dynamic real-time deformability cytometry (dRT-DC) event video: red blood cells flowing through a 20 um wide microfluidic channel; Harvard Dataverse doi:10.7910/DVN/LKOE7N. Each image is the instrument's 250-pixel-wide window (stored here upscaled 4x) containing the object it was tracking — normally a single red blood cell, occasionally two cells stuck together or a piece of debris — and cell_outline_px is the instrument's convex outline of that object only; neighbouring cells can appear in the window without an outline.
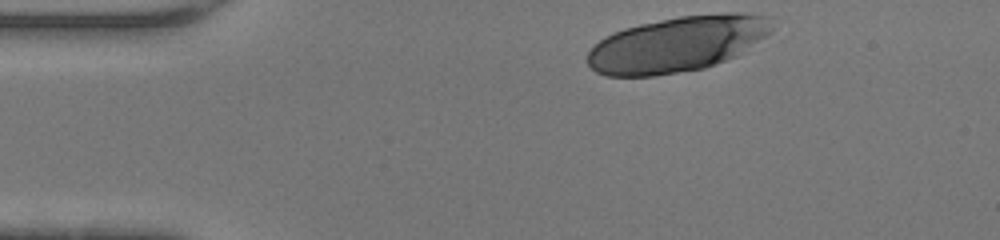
{"species": "human", "species_latin": "Homo sapiens", "temperature_condition": "warm", "stored_images_in_passage": 32, "camera_frame_rate_fps": 3000, "um_per_image_px": 0.085, "donor": {"sex": "female"}, "frame": {"image": 1, "passage_image": 1, "time_ms": 0.0, "image_size_px": [1000, 240], "cell_outline_px": [[772, 32], [736, 56], [716, 64], [704, 68], [652, 76], [608, 76], [596, 72], [588, 64], [588, 52], [604, 36], [624, 28], [640, 24], [680, 16], [728, 12], [744, 12], [768, 16], [772, 28]], "centroid_in_image_um": [57.58, 3.74], "position_along_channel_um": 27.4, "area_um2": 59.59}}
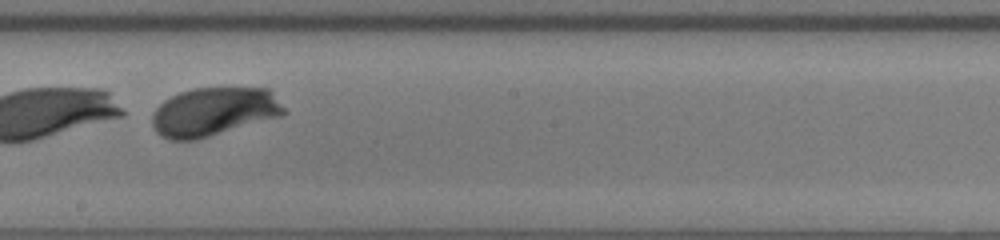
{"frame": {"image": 2, "passage_image": 20, "time_ms": 6.333, "image_size_px": [1000, 240], "cell_outline_px": [[288, 112], [280, 116], [196, 140], [168, 140], [160, 136], [156, 132], [152, 124], [152, 112], [164, 100], [180, 92], [192, 88], [268, 88], [272, 92]], "centroid_in_image_um": [18.15, 9.5], "position_along_channel_um": 230.1, "area_um2": 37.34}}
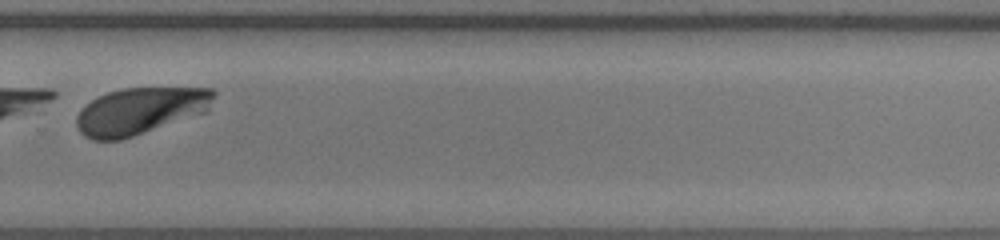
{"frame": {"image": 3, "passage_image": 26, "time_ms": 8.333, "image_size_px": [1000, 240], "cell_outline_px": [[216, 92], [208, 112], [120, 140], [92, 140], [84, 136], [80, 132], [76, 124], [76, 116], [80, 108], [84, 104], [96, 96], [120, 88], [212, 88]], "centroid_in_image_um": [11.89, 9.42], "position_along_channel_um": 317.9, "area_um2": 37.86}}